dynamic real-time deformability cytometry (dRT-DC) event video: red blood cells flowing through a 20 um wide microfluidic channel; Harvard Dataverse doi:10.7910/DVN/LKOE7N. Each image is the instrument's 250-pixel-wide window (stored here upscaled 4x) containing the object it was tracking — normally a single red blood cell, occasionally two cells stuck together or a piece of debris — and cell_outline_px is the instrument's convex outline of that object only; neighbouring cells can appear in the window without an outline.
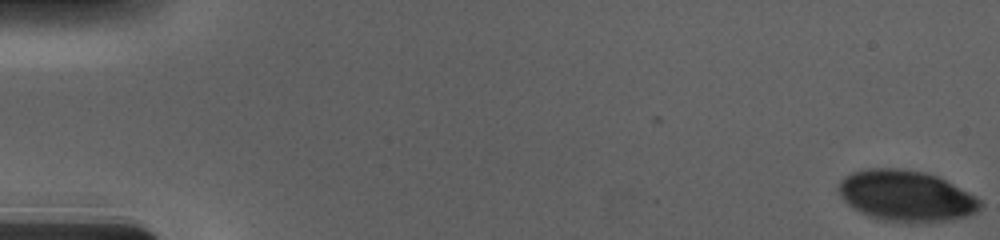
{"species": "human", "species_latin": "Homo sapiens", "temperature_condition": "cold", "stored_images_in_passage": 57, "camera_frame_rate_fps": 3000, "um_per_image_px": 0.085, "donor": {"sex": "male"}, "frame": {"image": 1, "passage_image": 1, "time_ms": 0.0, "image_size_px": [1000, 240], "cell_outline_px": [[980, 208], [976, 212], [952, 220], [912, 224], [880, 220], [868, 216], [852, 208], [840, 196], [836, 188], [840, 180], [844, 176], [852, 172], [868, 168], [896, 168], [924, 172], [936, 176], [944, 180], [980, 200]], "centroid_in_image_um": [76.93, 16.67], "position_along_channel_um": 8.1, "area_um2": 42.14}}
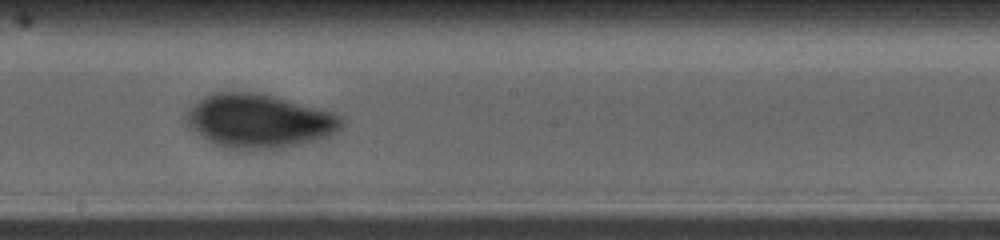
{"frame": {"image": 2, "passage_image": 33, "time_ms": 10.667, "image_size_px": [1000, 240], "cell_outline_px": [[344, 128], [332, 136], [320, 140], [284, 148], [248, 152], [244, 152], [224, 148], [212, 144], [196, 132], [184, 120], [184, 112], [196, 100], [212, 92], [264, 92], [336, 112], [344, 120]], "centroid_in_image_um": [22.06, 10.3], "position_along_channel_um": 226.1, "area_um2": 50.86}}
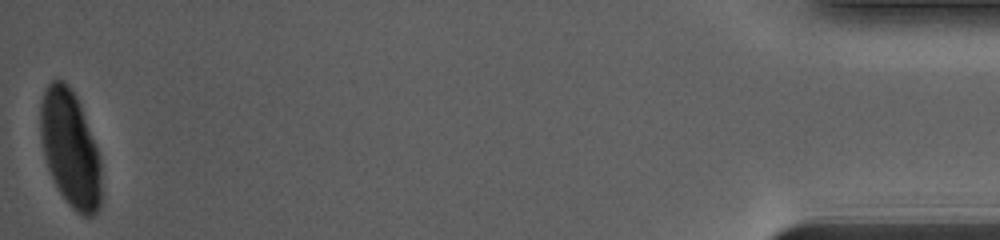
{"frame": {"image": 3, "passage_image": 57, "time_ms": 18.667, "image_size_px": [1000, 240], "cell_outline_px": [[100, 208], [92, 216], [84, 216], [76, 212], [68, 204], [60, 192], [48, 168], [44, 156], [40, 140], [40, 100], [48, 84], [52, 80], [64, 80], [68, 84], [76, 96], [80, 104], [96, 148], [100, 160]], "centroid_in_image_um": [5.94, 12.62], "position_along_channel_um": 429.3, "area_um2": 41.04}, "authors_computed_cell_mechanics": {"area_um2": 45.4886, "velocity_mm_per_s": 3.6741, "shape_relaxation_time_tau1_ms": 3.8858, "shape_relaxation_time_tau2_ms": null, "deformation_change_tau1": 0.1348, "deformation_change_tau2": null}}